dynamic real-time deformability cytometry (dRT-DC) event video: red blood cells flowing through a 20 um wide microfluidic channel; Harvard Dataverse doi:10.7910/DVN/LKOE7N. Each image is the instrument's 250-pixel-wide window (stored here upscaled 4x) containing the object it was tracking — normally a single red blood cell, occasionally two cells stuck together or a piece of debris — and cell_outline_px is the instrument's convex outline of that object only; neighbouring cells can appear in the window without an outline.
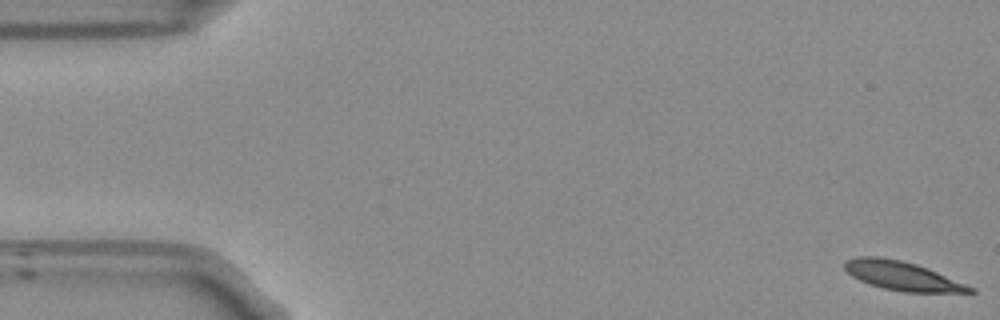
{"species": "Egyptian fruit bat (a non-hibernating species)", "species_latin": "Rousettus aegyptiacus", "temperature_condition": "room temperature", "stored_images_in_passage": 54, "camera_frame_rate_fps": 3000, "um_per_image_px": 0.085, "frame": {"image": 1, "passage_image": 1, "time_ms": 0.0, "image_size_px": [1000, 320], "cell_outline_px": [[976, 292], [904, 292], [884, 288], [860, 280], [852, 276], [844, 268], [844, 260], [856, 256], [880, 256], [900, 260], [916, 264], [928, 268], [976, 288]], "centroid_in_image_um": [76.68, 23.43], "position_along_channel_um": 8.3, "area_um2": 21.04}}
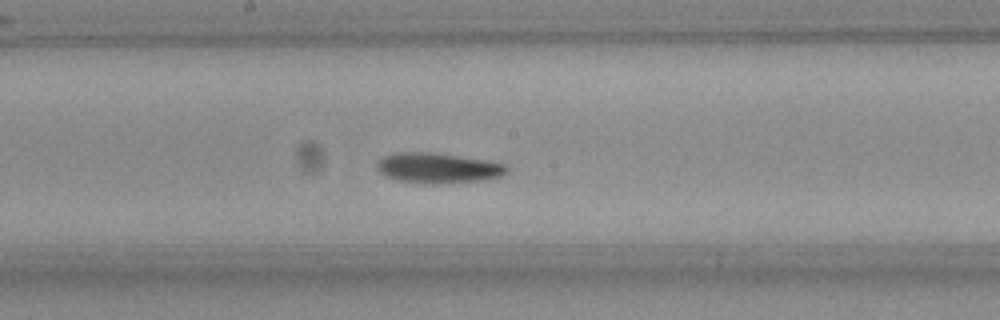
{"frame": {"image": 2, "passage_image": 28, "time_ms": 9.0, "image_size_px": [1000, 320], "cell_outline_px": [[508, 172], [504, 176], [484, 180], [432, 184], [424, 184], [396, 180], [384, 176], [376, 168], [376, 164], [384, 156], [400, 152], [424, 152], [488, 160], [504, 164], [508, 168]], "centroid_in_image_um": [37.23, 14.3], "position_along_channel_um": 211.0, "area_um2": 22.89}}
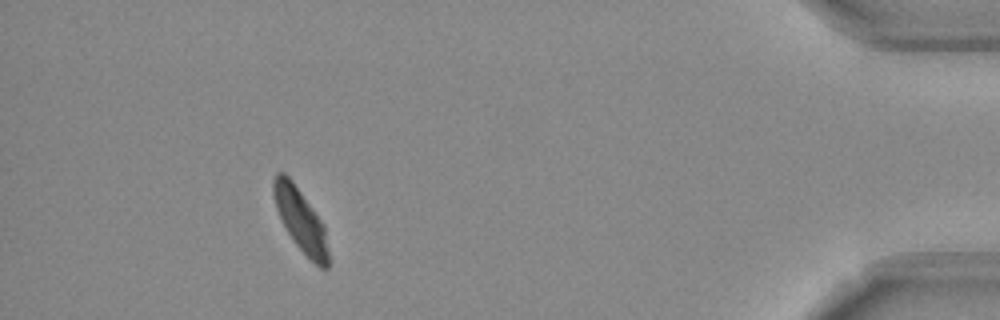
{"frame": {"image": 3, "passage_image": 49, "time_ms": 16.0, "image_size_px": [1000, 320], "cell_outline_px": [[328, 268], [320, 268], [292, 240], [276, 208], [272, 192], [272, 180], [276, 172], [284, 172], [292, 180], [324, 224], [328, 252]], "centroid_in_image_um": [25.53, 18.66], "position_along_channel_um": 409.7, "area_um2": 19.77}, "authors_computed_cell_mechanics": {"area_um2": 21.5883, "velocity_mm_per_s": 3.7238, "shape_relaxation_time_tau1_ms": 4.6718, "shape_relaxation_time_tau2_ms": 4.4418, "deformation_change_tau1": 0.1655, "deformation_change_tau2": 0.0817}}